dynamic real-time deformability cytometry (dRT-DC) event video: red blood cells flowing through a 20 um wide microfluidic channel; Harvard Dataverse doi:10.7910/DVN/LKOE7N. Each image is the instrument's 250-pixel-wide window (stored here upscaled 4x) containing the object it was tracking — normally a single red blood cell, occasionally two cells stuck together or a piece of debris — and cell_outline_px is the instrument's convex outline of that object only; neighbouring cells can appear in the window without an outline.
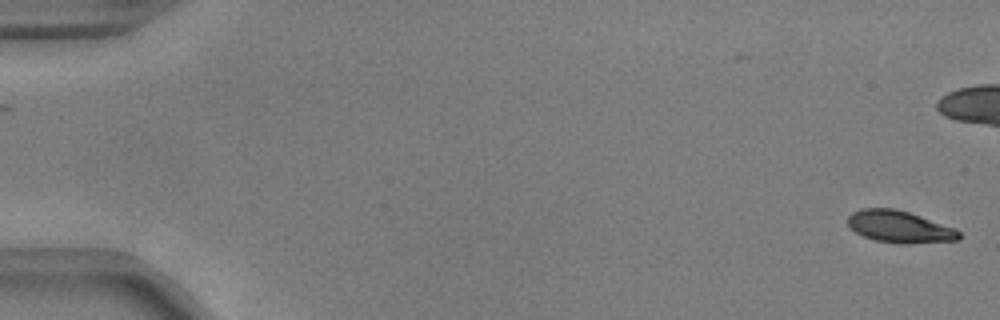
{"species": "common noctule bat (a hibernating species)", "species_latin": "Nyctalus noctula", "temperature_condition": "warm", "stored_images_in_passage": 18, "camera_frame_rate_fps": 3000, "um_per_image_px": 0.085, "animal": {"sex": "male", "body_mass_g": 17.9, "forearm_length_mm": 54.2}, "frame": {"image": 1, "passage_image": 1, "time_ms": 0.0, "image_size_px": [1000, 320], "cell_outline_px": [[960, 240], [876, 240], [864, 236], [856, 232], [848, 224], [848, 216], [852, 212], [860, 208], [896, 208], [956, 228], [960, 232]], "centroid_in_image_um": [76.4, 19.19], "position_along_channel_um": 8.6, "area_um2": 19.42}}